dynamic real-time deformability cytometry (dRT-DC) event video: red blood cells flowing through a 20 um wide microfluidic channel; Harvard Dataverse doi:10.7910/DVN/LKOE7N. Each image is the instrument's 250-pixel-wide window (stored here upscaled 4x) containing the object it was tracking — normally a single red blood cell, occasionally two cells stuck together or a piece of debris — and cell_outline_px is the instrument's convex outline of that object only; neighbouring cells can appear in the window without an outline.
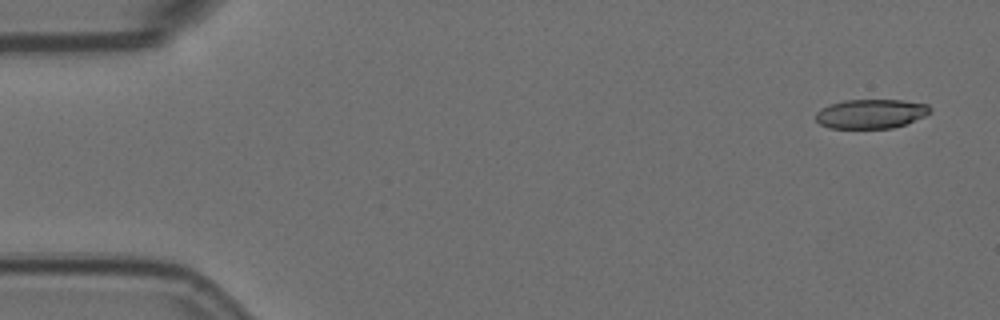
{"species": "Egyptian fruit bat (a non-hibernating species)", "species_latin": "Rousettus aegyptiacus", "temperature_condition": "room temperature", "stored_images_in_passage": 5, "camera_frame_rate_fps": 3000, "um_per_image_px": 0.085, "animal": {"sex": "female"}, "frame": {"image": 1, "passage_image": 1, "time_ms": 0.0, "image_size_px": [1000, 320], "cell_outline_px": [[932, 112], [924, 116], [904, 124], [892, 128], [828, 128], [820, 124], [816, 120], [816, 112], [820, 108], [844, 100], [904, 100], [928, 104], [932, 108]], "centroid_in_image_um": [74.04, 9.67], "position_along_channel_um": 11.0, "area_um2": 19.54}}
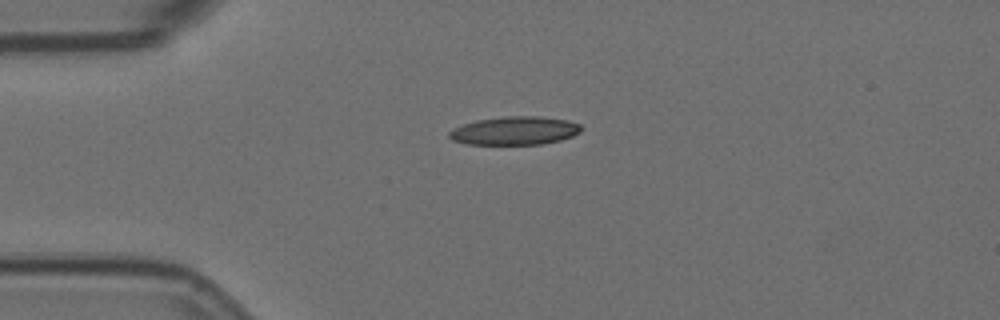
{"frame": {"image": 2, "passage_image": 4, "time_ms": 1.0, "image_size_px": [1000, 320], "cell_outline_px": [[584, 128], [580, 132], [572, 136], [560, 140], [540, 144], [464, 144], [452, 140], [448, 136], [448, 132], [452, 128], [476, 120], [504, 116], [536, 116], [568, 120], [580, 124]], "centroid_in_image_um": [43.74, 11.1], "position_along_channel_um": 41.3, "area_um2": 21.91}}